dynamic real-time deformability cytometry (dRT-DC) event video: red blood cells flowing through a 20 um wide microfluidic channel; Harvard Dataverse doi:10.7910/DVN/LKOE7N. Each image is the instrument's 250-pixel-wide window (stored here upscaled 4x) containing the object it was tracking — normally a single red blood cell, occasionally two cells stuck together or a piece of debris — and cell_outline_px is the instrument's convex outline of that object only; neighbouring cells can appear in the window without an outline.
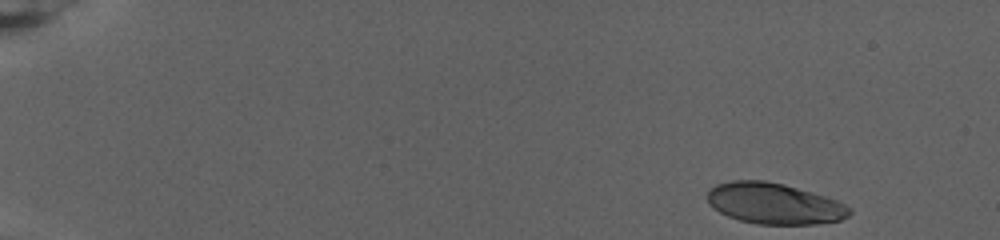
{"species": "human", "species_latin": "Homo sapiens", "temperature_condition": "warm", "stored_images_in_passage": 75, "camera_frame_rate_fps": 3000, "um_per_image_px": 0.085, "donor": {"sex": "female"}, "frame": {"image": 1, "passage_image": 1, "time_ms": 0.0, "image_size_px": [1000, 240], "cell_outline_px": [[852, 212], [848, 216], [840, 220], [816, 224], [756, 224], [740, 220], [728, 216], [712, 208], [708, 204], [708, 192], [716, 184], [732, 180], [764, 180], [784, 184], [812, 192], [836, 200], [852, 208]], "centroid_in_image_um": [65.81, 17.3], "position_along_channel_um": 19.2, "area_um2": 33.99}}
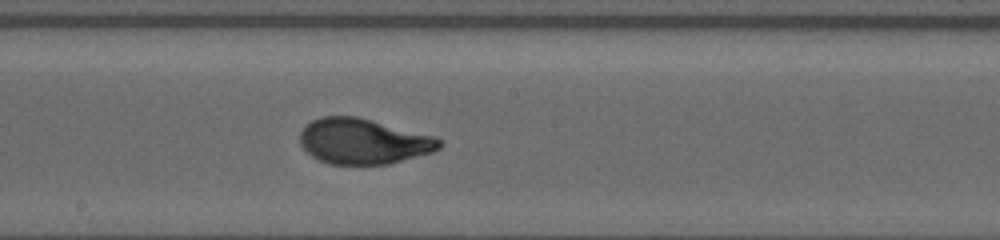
{"frame": {"image": 2, "passage_image": 41, "time_ms": 13.333, "image_size_px": [1000, 240], "cell_outline_px": [[444, 144], [440, 148], [432, 152], [388, 164], [328, 164], [312, 156], [300, 144], [300, 132], [312, 120], [320, 116], [356, 116], [436, 136]], "centroid_in_image_um": [30.9, 12.01], "position_along_channel_um": 217.3, "area_um2": 36.88}}
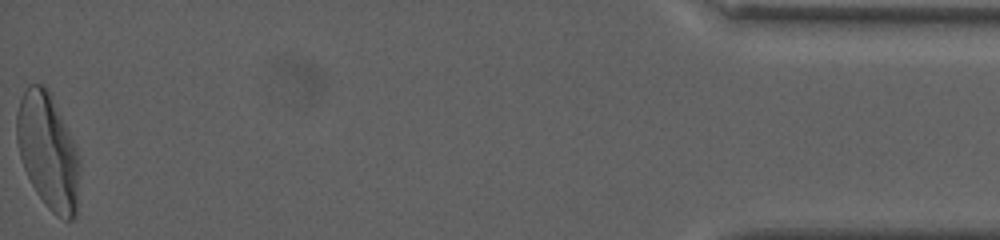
{"frame": {"image": 3, "passage_image": 75, "time_ms": 24.667, "image_size_px": [1000, 240], "cell_outline_px": [[80, 204], [76, 216], [72, 220], [64, 220], [56, 216], [44, 204], [36, 192], [24, 168], [20, 156], [16, 140], [16, 116], [20, 100], [28, 84], [44, 84], [48, 88], [76, 148], [80, 160]], "centroid_in_image_um": [4.11, 12.93], "position_along_channel_um": 431.1, "area_um2": 42.95}, "authors_computed_cell_mechanics": {"area_um2": 36.3562, "velocity_mm_per_s": 2.6084, "shape_relaxation_time_tau1_ms": 6.3761, "shape_relaxation_time_tau2_ms": null, "deformation_change_tau1": 0.2403, "deformation_change_tau2": null}}